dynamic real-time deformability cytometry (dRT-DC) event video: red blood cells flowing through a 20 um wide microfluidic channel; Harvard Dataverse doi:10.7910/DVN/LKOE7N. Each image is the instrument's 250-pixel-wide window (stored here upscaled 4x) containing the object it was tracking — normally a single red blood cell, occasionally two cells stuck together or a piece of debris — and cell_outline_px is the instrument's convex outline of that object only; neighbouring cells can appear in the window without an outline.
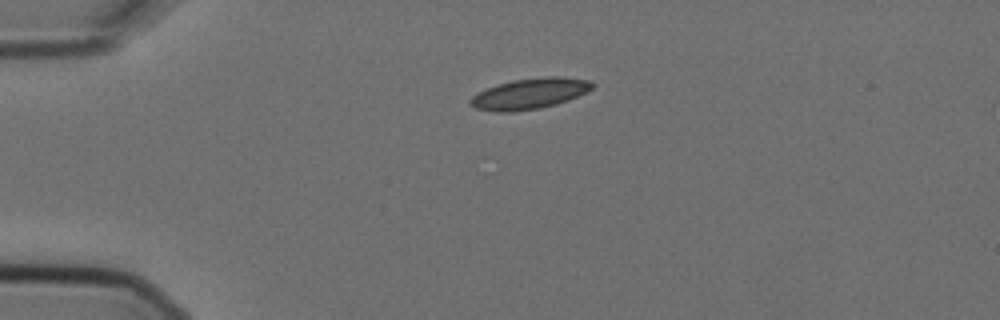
{"species": "Egyptian fruit bat (a non-hibernating species)", "species_latin": "Rousettus aegyptiacus", "temperature_condition": "cold", "stored_images_in_passage": 2, "camera_frame_rate_fps": 3000, "um_per_image_px": 0.085, "animal": {"sex": "female"}, "frame": {"image": 1, "passage_image": 1, "time_ms": 0.0, "image_size_px": [1000, 320], "cell_outline_px": [[596, 84], [592, 88], [568, 100], [556, 104], [540, 108], [512, 112], [496, 112], [476, 108], [468, 104], [468, 100], [472, 96], [488, 88], [512, 80], [548, 76], [560, 76], [592, 80]], "centroid_in_image_um": [45.03, 7.96], "position_along_channel_um": 40.0, "area_um2": 21.79}}